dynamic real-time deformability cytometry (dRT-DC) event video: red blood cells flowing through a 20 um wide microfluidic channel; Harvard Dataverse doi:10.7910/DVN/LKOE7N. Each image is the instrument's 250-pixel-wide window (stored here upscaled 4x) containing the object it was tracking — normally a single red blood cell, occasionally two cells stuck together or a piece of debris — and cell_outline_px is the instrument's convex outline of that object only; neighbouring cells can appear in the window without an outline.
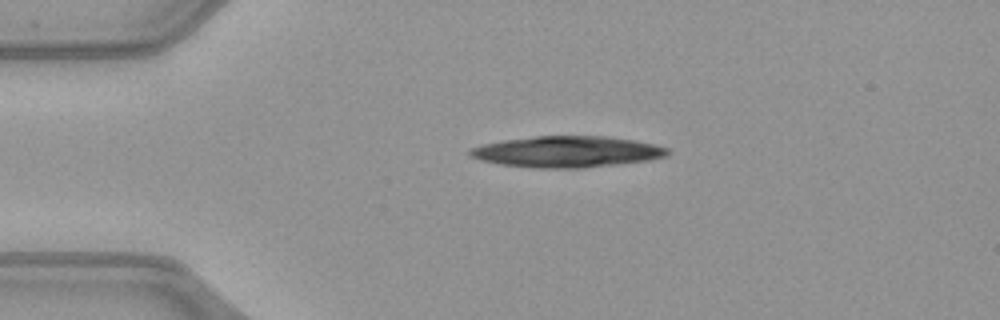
{"species": "common noctule bat (a hibernating species)", "species_latin": "Nyctalus noctula", "temperature_condition": "warm", "stored_images_in_passage": 40, "camera_frame_rate_fps": 3000, "um_per_image_px": 0.085, "animal": {"sex": "female", "body_mass_g": 21.9}, "frame": {"image": 1, "passage_image": 1, "time_ms": 0.0, "image_size_px": [1000, 320], "cell_outline_px": [[668, 156], [648, 160], [616, 164], [580, 168], [536, 168], [500, 164], [480, 160], [472, 156], [468, 152], [472, 148], [480, 144], [500, 140], [536, 136], [604, 136], [632, 140], [652, 144], [668, 148]], "centroid_in_image_um": [48.15, 12.89], "position_along_channel_um": 36.8, "area_um2": 35.72}, "authors_computed_cell_mechanics": {"area_um2": 23.8136, "velocity_mm_per_s": 4.0553, "shape_relaxation_time_tau1_ms": 3.6732, "shape_relaxation_time_tau2_ms": null, "deformation_change_tau1": 0.1488, "deformation_change_tau2": null}}